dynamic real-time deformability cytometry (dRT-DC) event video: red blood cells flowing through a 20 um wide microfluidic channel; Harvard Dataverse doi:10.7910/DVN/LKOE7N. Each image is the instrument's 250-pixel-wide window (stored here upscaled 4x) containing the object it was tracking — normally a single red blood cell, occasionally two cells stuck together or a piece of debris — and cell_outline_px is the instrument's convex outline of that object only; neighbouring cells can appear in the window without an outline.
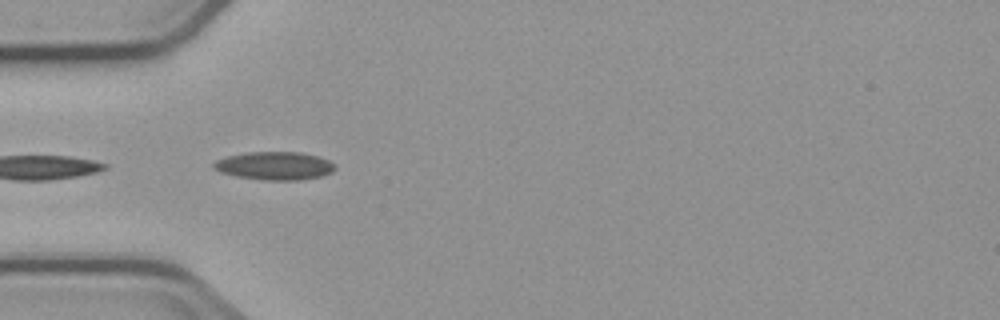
{"species": "common noctule bat (a hibernating species)", "species_latin": "Nyctalus noctula", "temperature_condition": "cold", "stored_images_in_passage": 6, "camera_frame_rate_fps": 3000, "um_per_image_px": 0.085, "animal": {"sex": "male", "body_mass_g": 23.1, "forearm_length_mm": 52.7}, "frame": {"image": 1, "passage_image": 2, "time_ms": 1.333, "image_size_px": [1000, 320], "cell_outline_px": [[336, 168], [332, 172], [320, 176], [300, 180], [264, 180], [236, 176], [220, 172], [212, 168], [212, 164], [216, 160], [228, 156], [248, 152], [300, 152], [316, 156], [328, 160], [336, 164]], "centroid_in_image_um": [23.33, 14.09], "position_along_channel_um": 61.7, "area_um2": 19.88}}
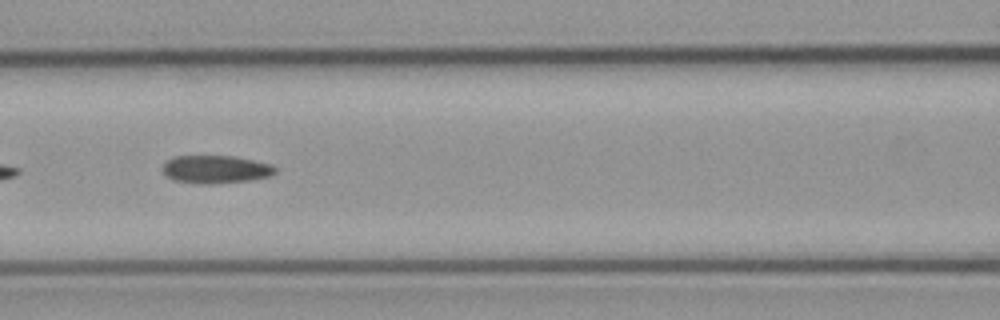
{"frame": {"image": 2, "passage_image": 4, "time_ms": 3.667, "image_size_px": [1000, 320], "cell_outline_px": [[276, 172], [268, 176], [252, 180], [212, 184], [200, 184], [172, 180], [160, 168], [168, 160], [176, 156], [236, 156], [272, 164], [276, 168]], "centroid_in_image_um": [18.34, 14.39], "position_along_channel_um": 148.3, "area_um2": 18.44}}
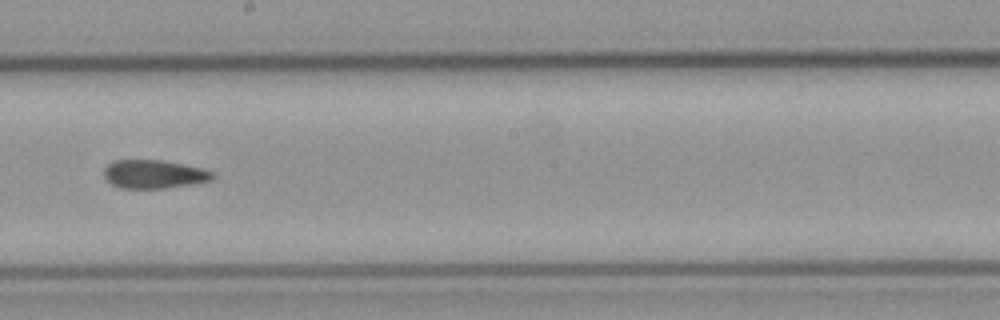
{"frame": {"image": 3, "passage_image": 6, "time_ms": 6.0, "image_size_px": [1000, 320], "cell_outline_px": [[216, 176], [212, 180], [192, 184], [164, 188], [120, 188], [112, 184], [104, 176], [104, 168], [112, 160], [164, 160], [204, 168], [212, 172]], "centroid_in_image_um": [13.11, 14.79], "position_along_channel_um": 235.1, "area_um2": 18.15}}